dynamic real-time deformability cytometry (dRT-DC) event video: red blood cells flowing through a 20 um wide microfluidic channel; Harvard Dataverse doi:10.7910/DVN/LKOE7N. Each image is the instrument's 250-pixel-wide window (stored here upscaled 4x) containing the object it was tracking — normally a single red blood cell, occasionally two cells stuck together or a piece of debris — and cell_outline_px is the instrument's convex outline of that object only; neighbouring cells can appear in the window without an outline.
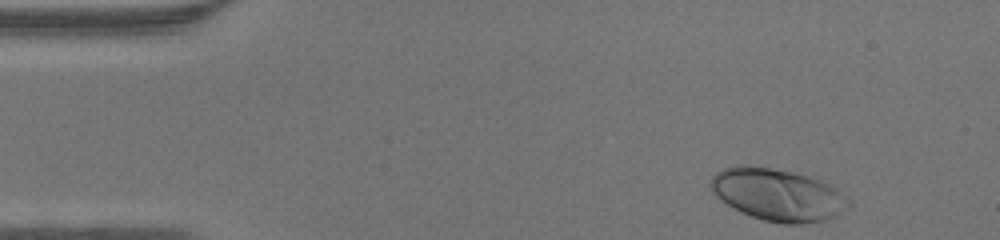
{"species": "human", "species_latin": "Homo sapiens", "temperature_condition": "warm", "stored_images_in_passage": 35, "camera_frame_rate_fps": 3000, "um_per_image_px": 0.085, "donor": {"sex": "male"}, "frame": {"image": 1, "passage_image": 1, "time_ms": 0.0, "image_size_px": [1000, 240], "cell_outline_px": [[852, 204], [832, 216], [824, 220], [800, 224], [784, 224], [764, 220], [752, 216], [720, 200], [712, 192], [708, 184], [712, 176], [716, 172], [724, 168], [736, 164], [744, 164], [792, 172], [808, 176], [820, 180], [836, 188], [852, 200]], "centroid_in_image_um": [66.08, 16.53], "position_along_channel_um": 18.9, "area_um2": 41.73}}
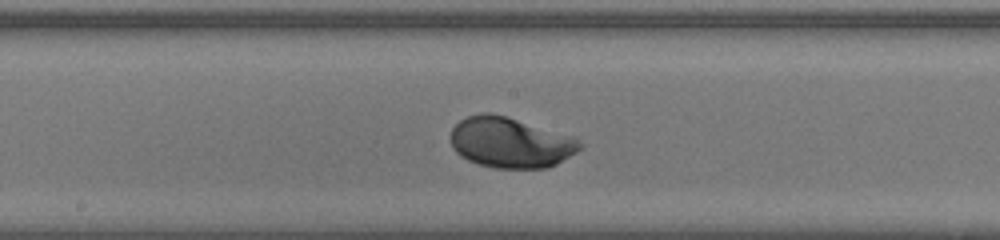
{"frame": {"image": 2, "passage_image": 20, "time_ms": 6.333, "image_size_px": [1000, 240], "cell_outline_px": [[584, 144], [576, 152], [556, 164], [548, 168], [496, 168], [476, 164], [460, 156], [452, 148], [452, 128], [460, 120], [468, 116], [480, 112], [492, 112], [508, 116], [576, 136]], "centroid_in_image_um": [43.41, 12.1], "position_along_channel_um": 204.8, "area_um2": 38.61}}
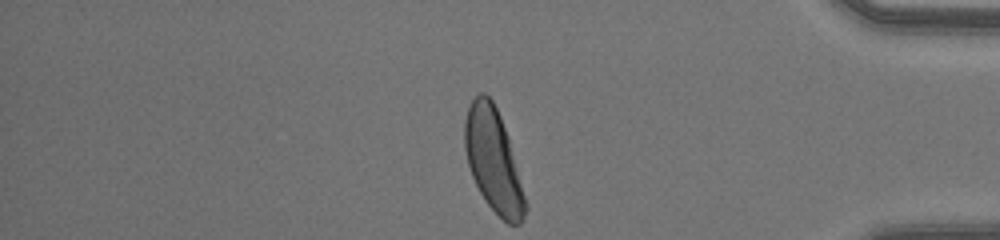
{"frame": {"image": 3, "passage_image": 35, "time_ms": 11.333, "image_size_px": [1000, 240], "cell_outline_px": [[528, 208], [524, 220], [520, 224], [508, 224], [484, 200], [472, 176], [468, 164], [464, 148], [464, 120], [468, 108], [472, 100], [480, 92], [484, 92], [492, 100], [500, 116], [508, 140], [528, 204]], "centroid_in_image_um": [41.93, 13.66], "position_along_channel_um": 393.3, "area_um2": 35.95}}